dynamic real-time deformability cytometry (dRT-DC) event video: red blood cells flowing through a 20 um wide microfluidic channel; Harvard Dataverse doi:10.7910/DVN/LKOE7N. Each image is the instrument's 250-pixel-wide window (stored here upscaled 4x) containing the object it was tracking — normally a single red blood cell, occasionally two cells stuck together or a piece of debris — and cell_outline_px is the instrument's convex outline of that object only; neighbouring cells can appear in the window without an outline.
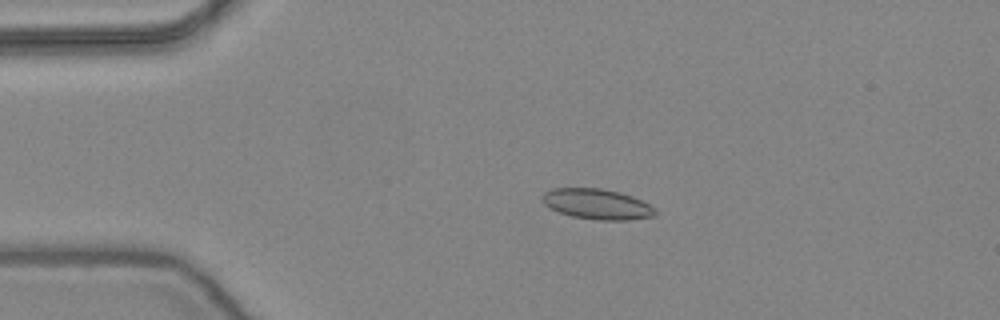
{"species": "common noctule bat (a hibernating species)", "species_latin": "Nyctalus noctula", "temperature_condition": "warm", "stored_images_in_passage": 54, "camera_frame_rate_fps": 3000, "um_per_image_px": 0.085, "animal": {"sex": "female", "body_mass_g": 24.6, "forearm_length_mm": 56.2}, "frame": {"image": 1, "passage_image": 12, "time_ms": 3.667, "image_size_px": [1000, 320], "cell_outline_px": [[656, 212], [652, 216], [628, 220], [600, 220], [572, 216], [560, 212], [544, 204], [544, 192], [552, 188], [600, 188], [620, 192], [632, 196], [656, 208]], "centroid_in_image_um": [50.77, 17.34], "position_along_channel_um": 34.2, "area_um2": 19.71}}
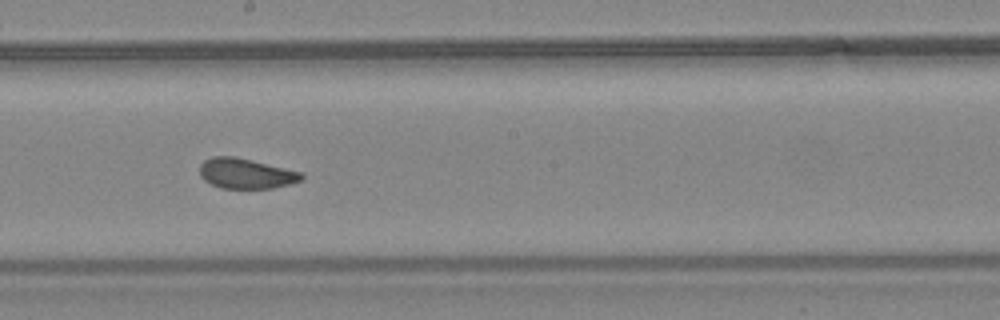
{"frame": {"image": 2, "passage_image": 30, "time_ms": 9.667, "image_size_px": [1000, 320], "cell_outline_px": [[304, 180], [272, 188], [220, 188], [204, 180], [200, 176], [200, 164], [204, 160], [212, 156], [232, 156], [252, 160], [304, 172]], "centroid_in_image_um": [20.92, 14.74], "position_along_channel_um": 227.3, "area_um2": 18.03}}
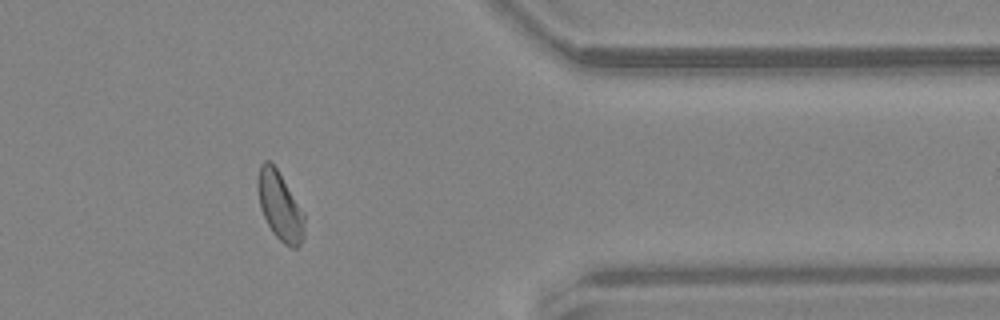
{"frame": {"image": 3, "passage_image": 44, "time_ms": 14.333, "image_size_px": [1000, 320], "cell_outline_px": [[304, 236], [300, 244], [296, 248], [292, 248], [284, 244], [272, 232], [260, 208], [256, 184], [256, 180], [260, 164], [264, 160], [268, 160], [276, 168], [304, 212]], "centroid_in_image_um": [23.77, 17.51], "position_along_channel_um": 387.6, "area_um2": 18.61}, "authors_computed_cell_mechanics": {"area_um2": 18.8139, "velocity_mm_per_s": 3.8763, "shape_relaxation_time_tau1_ms": 6.4546, "shape_relaxation_time_tau2_ms": 1.1987, "deformation_change_tau1": 0.1195, "deformation_change_tau2": 0.0461}}